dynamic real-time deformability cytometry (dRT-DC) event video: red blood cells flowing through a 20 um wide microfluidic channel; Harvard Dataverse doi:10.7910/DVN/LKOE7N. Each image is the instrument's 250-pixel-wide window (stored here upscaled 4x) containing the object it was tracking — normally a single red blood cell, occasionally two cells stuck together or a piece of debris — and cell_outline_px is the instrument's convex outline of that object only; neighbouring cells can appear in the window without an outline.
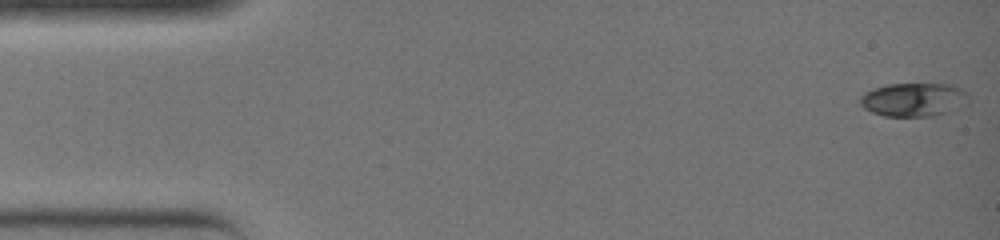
{"species": "common noctule bat (a hibernating species)", "species_latin": "Nyctalus noctula", "temperature_condition": "warm", "stored_images_in_passage": 36, "camera_frame_rate_fps": 3000, "um_per_image_px": 0.085, "animal": {"sex": "female", "body_mass_g": 19.0, "forearm_length_mm": 51.5}, "frame": {"image": 1, "passage_image": 1, "time_ms": 0.0, "image_size_px": [1000, 240], "cell_outline_px": [[968, 104], [960, 108], [948, 112], [932, 116], [884, 116], [872, 112], [864, 108], [860, 104], [860, 96], [864, 92], [872, 88], [888, 84], [952, 84], [968, 92]], "centroid_in_image_um": [77.68, 8.46], "position_along_channel_um": 7.3, "area_um2": 21.5}}
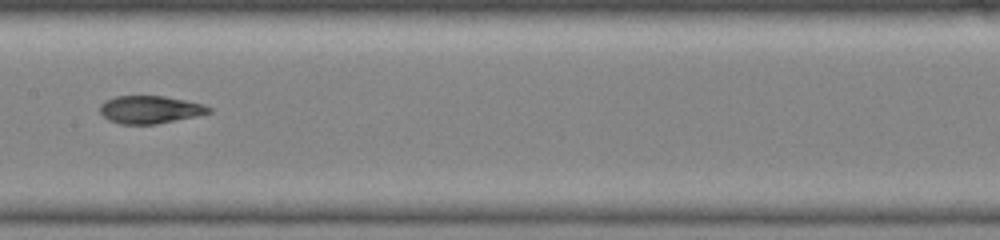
{"frame": {"image": 2, "passage_image": 19, "time_ms": 6.0, "image_size_px": [1000, 240], "cell_outline_px": [[212, 112], [196, 116], [156, 124], [120, 124], [108, 120], [100, 112], [100, 104], [104, 100], [116, 96], [164, 96], [204, 104], [212, 108]], "centroid_in_image_um": [12.74, 9.31], "position_along_channel_um": 194.7, "area_um2": 17.63}}
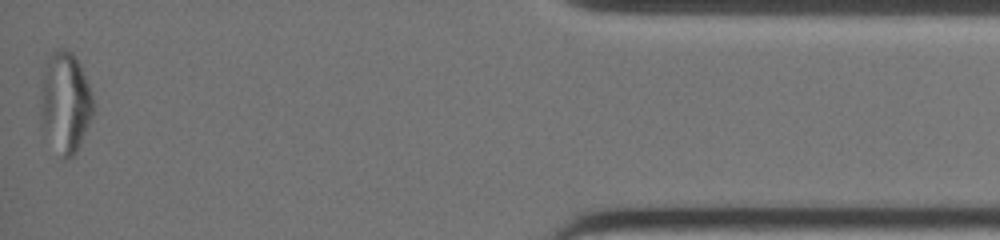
{"frame": {"image": 3, "passage_image": 36, "time_ms": 11.667, "image_size_px": [1000, 240], "cell_outline_px": [[92, 116], [76, 152], [72, 156], [64, 160], [60, 156], [44, 132], [40, 124], [40, 112], [44, 76], [48, 56], [56, 48], [64, 48], [72, 52], [80, 64], [88, 84], [92, 96]], "centroid_in_image_um": [5.54, 8.72], "position_along_channel_um": 429.7, "area_um2": 30.46}}